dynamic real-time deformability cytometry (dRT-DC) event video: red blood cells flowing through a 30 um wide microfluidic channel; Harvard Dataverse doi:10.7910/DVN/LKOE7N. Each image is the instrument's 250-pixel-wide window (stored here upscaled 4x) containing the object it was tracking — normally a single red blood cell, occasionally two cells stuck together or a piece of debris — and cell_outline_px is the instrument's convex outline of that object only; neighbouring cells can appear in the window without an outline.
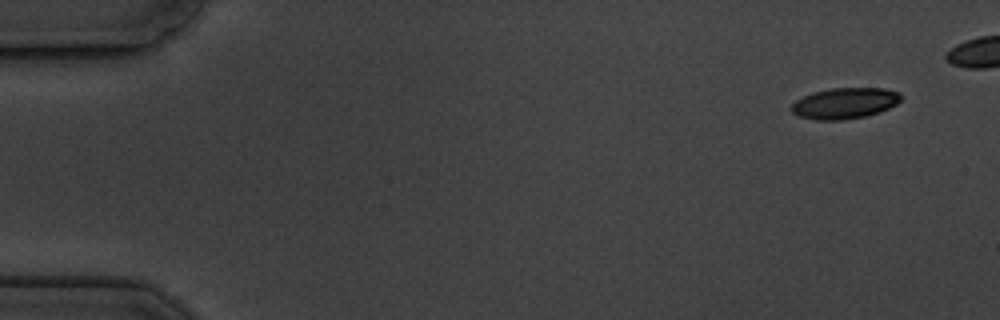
{"species": "common noctule bat (a hibernating species)", "species_latin": "Nyctalus noctula", "temperature_condition": "cold", "stored_images_in_passage": 6, "camera_frame_rate_fps": 3000, "um_per_image_px": 0.085, "animal": {"sex": "male", "body_mass_g": 19.5, "forearm_length_mm": 54.6}, "frame": {"image": 1, "passage_image": 1, "time_ms": 0.0, "image_size_px": [1000, 320], "cell_outline_px": [[900, 100], [896, 104], [880, 112], [864, 116], [844, 120], [816, 120], [796, 116], [792, 112], [792, 104], [796, 100], [812, 92], [832, 88], [884, 88], [900, 92]], "centroid_in_image_um": [71.78, 8.78], "position_along_channel_um": 13.2, "area_um2": 19.77}}
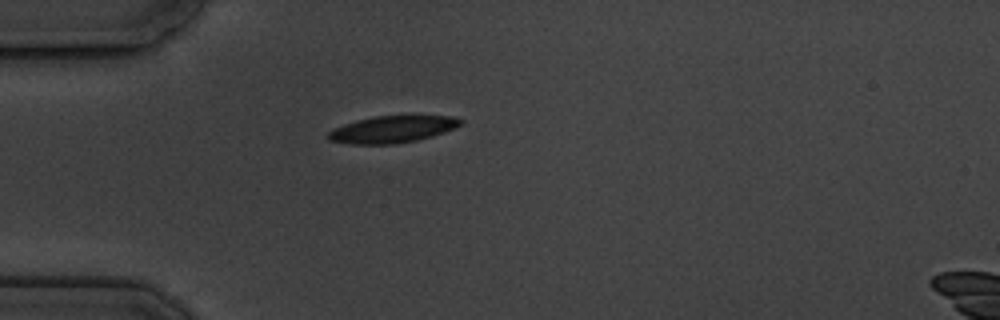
{"frame": {"image": 2, "passage_image": 6, "time_ms": 6.667, "image_size_px": [1000, 320], "cell_outline_px": [[464, 120], [460, 124], [444, 132], [416, 140], [396, 144], [348, 144], [328, 140], [328, 132], [332, 128], [356, 120], [376, 116], [452, 116]], "centroid_in_image_um": [33.28, 10.99], "position_along_channel_um": 51.7, "area_um2": 20.58}}